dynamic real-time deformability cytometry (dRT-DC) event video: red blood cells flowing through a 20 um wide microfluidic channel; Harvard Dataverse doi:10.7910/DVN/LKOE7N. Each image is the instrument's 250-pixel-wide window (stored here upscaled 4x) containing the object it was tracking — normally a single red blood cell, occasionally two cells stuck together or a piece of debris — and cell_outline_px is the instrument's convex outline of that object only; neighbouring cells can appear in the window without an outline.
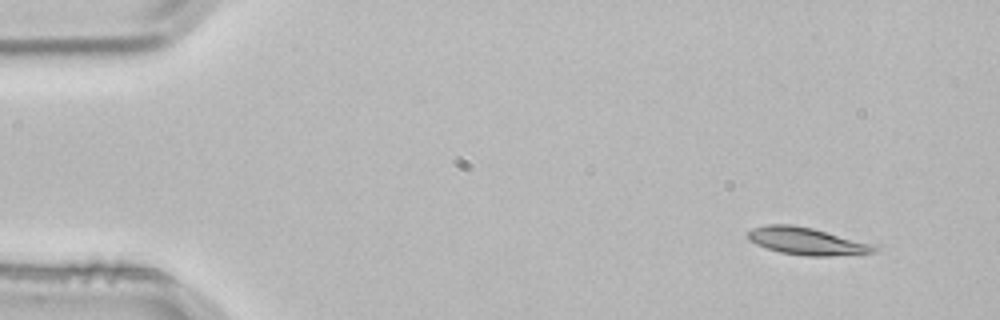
{"species": "common noctule bat (a hibernating species)", "species_latin": "Nyctalus noctula", "temperature_condition": "room temperature", "stored_images_in_passage": 3, "camera_frame_rate_fps": 3000, "um_per_image_px": 0.085, "animal": {"sex": "male", "body_mass_g": 21.5, "forearm_length_mm": 52.0}, "frame": {"image": 1, "passage_image": 1, "time_ms": 0.0, "image_size_px": [1000, 320], "cell_outline_px": [[880, 248], [876, 252], [828, 256], [808, 256], [780, 252], [756, 244], [748, 240], [748, 232], [752, 228], [764, 224], [792, 224], [812, 228], [876, 244]], "centroid_in_image_um": [68.61, 20.49], "position_along_channel_um": 16.4, "area_um2": 20.23}}
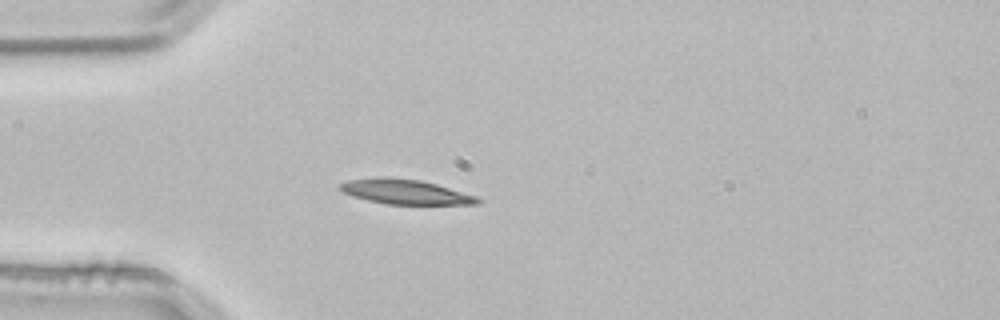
{"frame": {"image": 2, "passage_image": 3, "time_ms": 0.667, "image_size_px": [1000, 320], "cell_outline_px": [[484, 200], [480, 204], [384, 204], [352, 196], [344, 192], [340, 188], [340, 184], [348, 180], [380, 176], [388, 176], [420, 180], [436, 184], [480, 196]], "centroid_in_image_um": [34.52, 16.3], "position_along_channel_um": 50.5, "area_um2": 20.11}}